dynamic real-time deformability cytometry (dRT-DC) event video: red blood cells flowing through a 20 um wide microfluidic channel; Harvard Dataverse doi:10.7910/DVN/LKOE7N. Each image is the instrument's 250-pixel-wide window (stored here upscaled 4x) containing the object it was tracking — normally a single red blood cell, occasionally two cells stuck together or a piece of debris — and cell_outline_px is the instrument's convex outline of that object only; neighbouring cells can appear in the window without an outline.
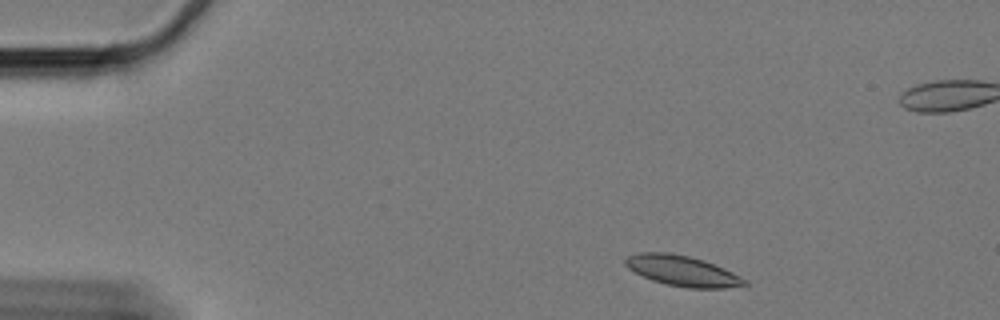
{"species": "Egyptian fruit bat (a non-hibernating species)", "species_latin": "Rousettus aegyptiacus", "temperature_condition": "cold", "stored_images_in_passage": 15, "camera_frame_rate_fps": 3000, "um_per_image_px": 0.085, "animal": {"sex": "female"}, "frame": {"image": 1, "passage_image": 1, "time_ms": 0.0, "image_size_px": [1000, 320], "cell_outline_px": [[748, 284], [724, 288], [688, 288], [664, 284], [652, 280], [628, 268], [624, 264], [624, 260], [628, 256], [640, 252], [668, 252], [688, 256], [704, 260], [724, 268], [748, 280]], "centroid_in_image_um": [58.0, 23.02], "position_along_channel_um": 27.0, "area_um2": 21.1}}
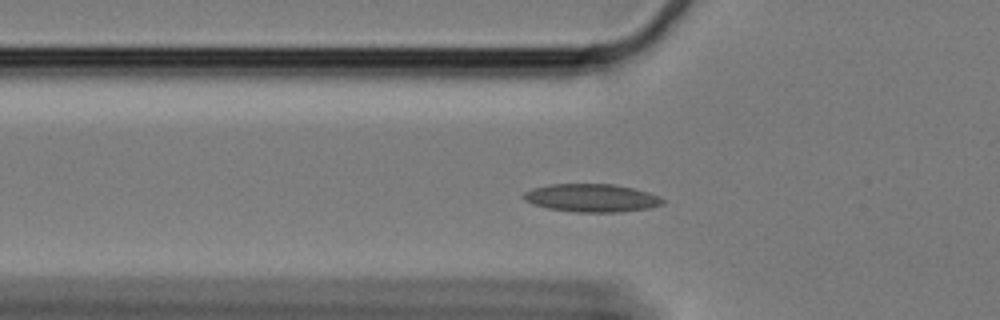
{"frame": {"image": 2, "passage_image": 12, "time_ms": 3.667, "image_size_px": [1000, 320], "cell_outline_px": [[664, 204], [648, 208], [620, 212], [576, 212], [548, 208], [532, 204], [524, 200], [524, 192], [532, 188], [548, 184], [616, 184], [648, 192], [660, 196], [664, 200]], "centroid_in_image_um": [50.29, 16.82], "position_along_channel_um": 75.5, "area_um2": 22.77}}